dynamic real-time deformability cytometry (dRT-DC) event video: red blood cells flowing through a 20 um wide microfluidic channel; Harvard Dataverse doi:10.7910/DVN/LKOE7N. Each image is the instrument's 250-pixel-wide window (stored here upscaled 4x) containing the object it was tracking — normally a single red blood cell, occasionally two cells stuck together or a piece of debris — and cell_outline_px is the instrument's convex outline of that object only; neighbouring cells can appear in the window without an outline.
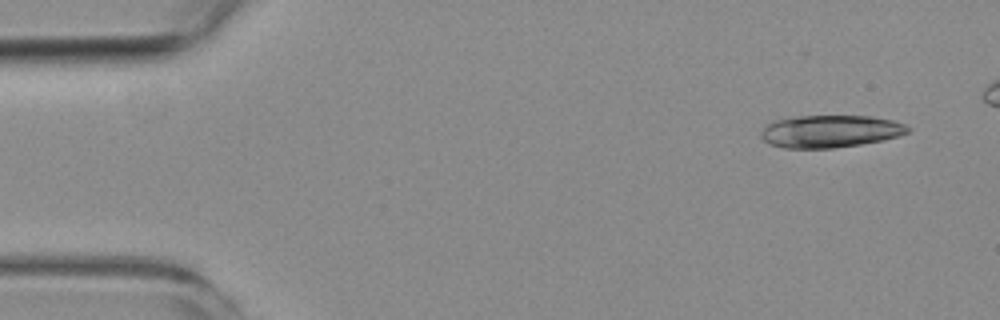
{"species": "common noctule bat (a hibernating species)", "species_latin": "Nyctalus noctula", "temperature_condition": "room temperature", "stored_images_in_passage": 4, "camera_frame_rate_fps": 3000, "um_per_image_px": 0.085, "animal": {"sex": "female", "body_mass_g": 19.3, "forearm_length_mm": 54.1}, "frame": {"image": 1, "passage_image": 1, "time_ms": 0.0, "image_size_px": [1000, 320], "cell_outline_px": [[912, 128], [908, 132], [896, 136], [880, 140], [860, 144], [832, 148], [784, 148], [768, 144], [760, 136], [760, 132], [768, 124], [776, 120], [800, 116], [872, 116], [892, 120], [904, 124]], "centroid_in_image_um": [70.55, 11.16], "position_along_channel_um": 14.5, "area_um2": 27.51}}